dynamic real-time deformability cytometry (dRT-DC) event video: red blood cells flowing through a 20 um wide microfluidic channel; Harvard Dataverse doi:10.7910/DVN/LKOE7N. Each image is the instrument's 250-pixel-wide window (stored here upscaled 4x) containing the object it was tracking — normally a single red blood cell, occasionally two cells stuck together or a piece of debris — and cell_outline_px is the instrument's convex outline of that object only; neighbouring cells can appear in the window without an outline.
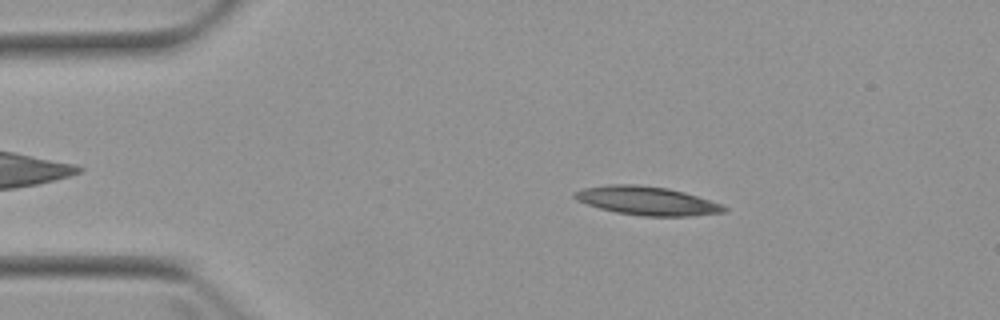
{"species": "Egyptian fruit bat (a non-hibernating species)", "species_latin": "Rousettus aegyptiacus", "temperature_condition": "warm", "stored_images_in_passage": 5, "camera_frame_rate_fps": 3000, "um_per_image_px": 0.085, "animal": {"sex": "female"}, "frame": {"image": 1, "passage_image": 3, "time_ms": 2.667, "image_size_px": [1000, 320], "cell_outline_px": [[728, 208], [724, 212], [692, 216], [644, 216], [616, 212], [600, 208], [576, 200], [572, 196], [572, 192], [584, 188], [608, 184], [636, 184], [668, 188], [684, 192], [720, 204]], "centroid_in_image_um": [54.95, 17.06], "position_along_channel_um": 30.1, "area_um2": 24.8}}
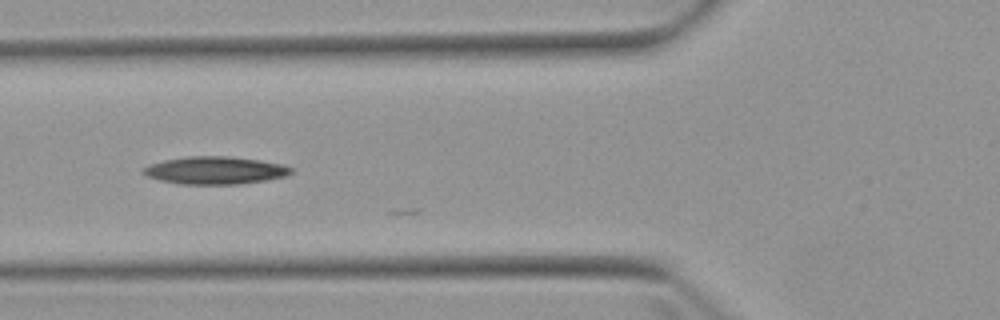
{"frame": {"image": 2, "passage_image": 5, "time_ms": 6.0, "image_size_px": [1000, 320], "cell_outline_px": [[292, 172], [284, 176], [264, 180], [236, 184], [180, 184], [160, 180], [148, 176], [140, 172], [140, 168], [148, 164], [164, 160], [188, 156], [224, 156], [256, 160], [280, 164], [292, 168]], "centroid_in_image_um": [18.18, 14.48], "position_along_channel_um": 107.6, "area_um2": 23.52}}